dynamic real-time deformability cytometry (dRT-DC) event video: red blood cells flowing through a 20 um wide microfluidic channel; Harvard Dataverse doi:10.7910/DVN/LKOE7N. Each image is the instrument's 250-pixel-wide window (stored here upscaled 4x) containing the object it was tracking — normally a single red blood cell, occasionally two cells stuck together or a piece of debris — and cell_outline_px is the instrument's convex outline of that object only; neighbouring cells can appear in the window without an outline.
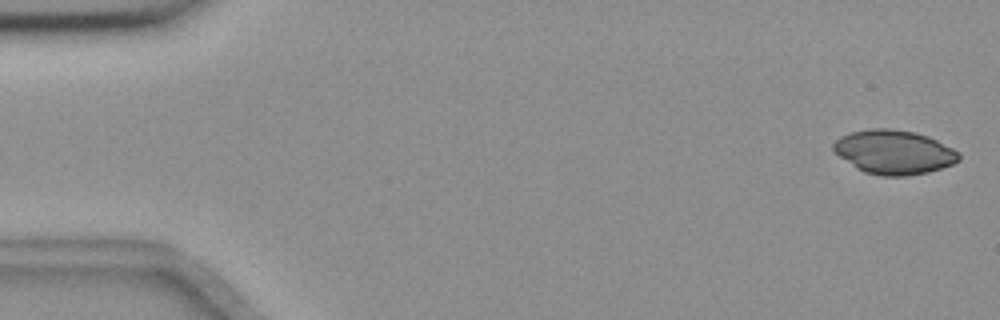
{"species": "common noctule bat (a hibernating species)", "species_latin": "Nyctalus noctula", "temperature_condition": "room temperature", "stored_images_in_passage": 5, "camera_frame_rate_fps": 3000, "um_per_image_px": 0.085, "animal": {"sex": "female", "body_mass_g": 18.4}, "frame": {"image": 1, "passage_image": 1, "time_ms": 0.0, "image_size_px": [1000, 320], "cell_outline_px": [[960, 160], [952, 164], [928, 172], [908, 176], [880, 176], [864, 172], [856, 168], [840, 156], [832, 148], [832, 144], [840, 136], [852, 132], [872, 128], [892, 128], [912, 132], [928, 136], [960, 152]], "centroid_in_image_um": [75.98, 12.93], "position_along_channel_um": 9.0, "area_um2": 32.14}}